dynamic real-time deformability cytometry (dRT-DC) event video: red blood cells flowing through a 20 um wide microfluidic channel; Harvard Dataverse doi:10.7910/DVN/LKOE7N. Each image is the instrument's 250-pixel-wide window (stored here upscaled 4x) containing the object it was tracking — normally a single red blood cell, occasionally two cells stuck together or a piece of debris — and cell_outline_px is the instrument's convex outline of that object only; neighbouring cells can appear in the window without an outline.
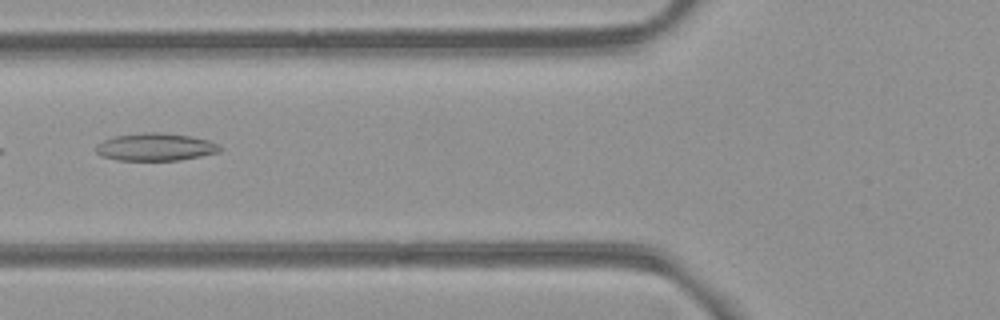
{"species": "common noctule bat (a hibernating species)", "species_latin": "Nyctalus noctula", "temperature_condition": "room temperature", "stored_images_in_passage": 6, "camera_frame_rate_fps": 3000, "um_per_image_px": 0.085, "animal": {"sex": "female", "body_mass_g": 21.9}, "frame": {"image": 1, "passage_image": 6, "time_ms": 5.667, "image_size_px": [1000, 320], "cell_outline_px": [[220, 152], [180, 160], [116, 160], [100, 156], [96, 152], [96, 144], [104, 140], [116, 136], [144, 132], [160, 132], [188, 136], [208, 140], [216, 144], [220, 148]], "centroid_in_image_um": [13.17, 12.5], "position_along_channel_um": 112.6, "area_um2": 19.77}}